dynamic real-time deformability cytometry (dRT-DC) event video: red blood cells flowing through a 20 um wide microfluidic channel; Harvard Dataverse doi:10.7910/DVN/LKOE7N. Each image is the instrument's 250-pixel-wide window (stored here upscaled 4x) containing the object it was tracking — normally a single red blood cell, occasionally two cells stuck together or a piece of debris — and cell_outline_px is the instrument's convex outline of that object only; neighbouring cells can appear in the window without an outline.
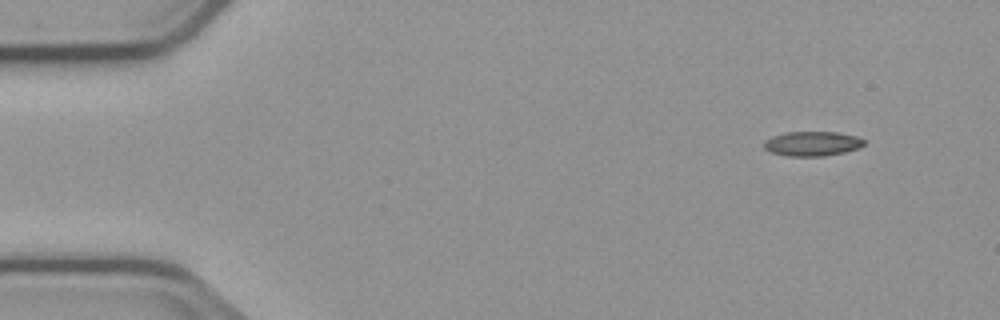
{"species": "common noctule bat (a hibernating species)", "species_latin": "Nyctalus noctula", "temperature_condition": "cold", "stored_images_in_passage": 4, "camera_frame_rate_fps": 3000, "um_per_image_px": 0.085, "animal": {"sex": "male", "body_mass_g": 23.1, "forearm_length_mm": 52.7}, "frame": {"image": 1, "passage_image": 1, "time_ms": 0.0, "image_size_px": [1000, 320], "cell_outline_px": [[864, 144], [860, 148], [844, 152], [824, 156], [788, 156], [772, 152], [764, 148], [764, 140], [772, 136], [784, 132], [836, 132], [856, 136], [864, 140]], "centroid_in_image_um": [69.03, 12.21], "position_along_channel_um": 16.0, "area_um2": 14.33}}
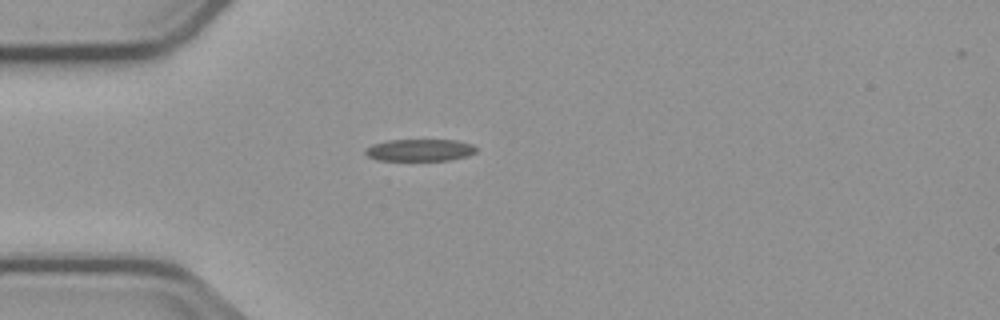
{"frame": {"image": 2, "passage_image": 4, "time_ms": 3.333, "image_size_px": [1000, 320], "cell_outline_px": [[476, 152], [468, 156], [448, 160], [376, 160], [368, 156], [364, 152], [372, 144], [388, 140], [456, 140], [472, 144], [476, 148]], "centroid_in_image_um": [35.69, 12.75], "position_along_channel_um": 49.3, "area_um2": 14.16}}